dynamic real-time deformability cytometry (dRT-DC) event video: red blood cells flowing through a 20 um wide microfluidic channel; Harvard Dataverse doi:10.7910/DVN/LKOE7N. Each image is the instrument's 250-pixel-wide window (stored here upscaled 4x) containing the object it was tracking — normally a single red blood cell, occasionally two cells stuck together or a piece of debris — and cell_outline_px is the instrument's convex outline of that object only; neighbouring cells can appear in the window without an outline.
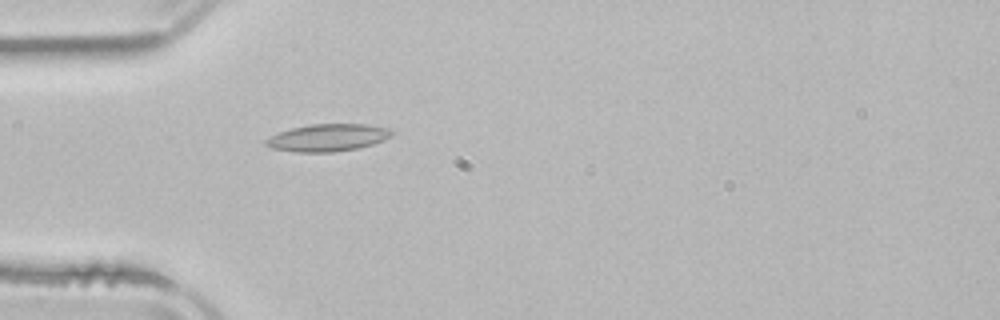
{"species": "common noctule bat (a hibernating species)", "species_latin": "Nyctalus noctula", "temperature_condition": "room temperature", "stored_images_in_passage": 2, "camera_frame_rate_fps": 3000, "um_per_image_px": 0.085, "animal": {"sex": "male", "body_mass_g": 21.5, "forearm_length_mm": 52.0}, "frame": {"image": 1, "passage_image": 2, "time_ms": 1.333, "image_size_px": [1000, 320], "cell_outline_px": [[396, 132], [392, 136], [384, 140], [360, 148], [332, 152], [296, 152], [272, 148], [264, 144], [264, 140], [280, 132], [292, 128], [312, 124], [364, 124], [388, 128]], "centroid_in_image_um": [27.9, 11.7], "position_along_channel_um": 57.1, "area_um2": 20.0}}